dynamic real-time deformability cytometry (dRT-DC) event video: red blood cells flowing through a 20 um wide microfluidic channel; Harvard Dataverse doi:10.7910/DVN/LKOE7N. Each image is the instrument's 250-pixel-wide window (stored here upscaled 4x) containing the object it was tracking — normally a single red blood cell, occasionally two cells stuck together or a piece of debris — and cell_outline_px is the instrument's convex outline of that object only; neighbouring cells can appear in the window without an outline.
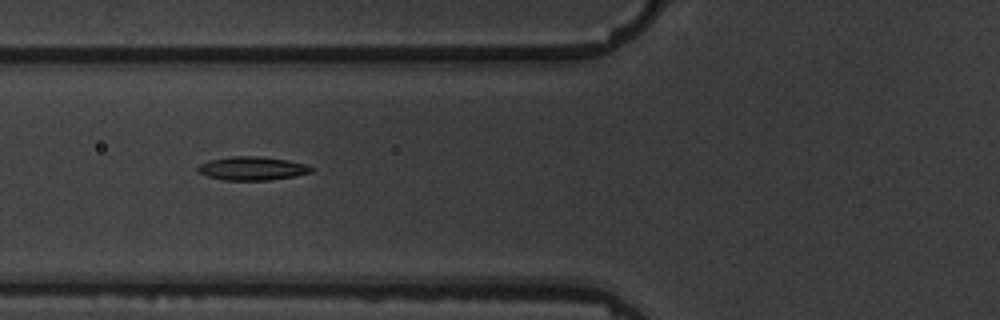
{"species": "common noctule bat (a hibernating species)", "species_latin": "Nyctalus noctula", "temperature_condition": "warm", "stored_images_in_passage": 7, "camera_frame_rate_fps": 3000, "um_per_image_px": 0.085, "animal": {"sex": "male", "body_mass_g": 19.5, "forearm_length_mm": 54.6}, "frame": {"image": 1, "passage_image": 5, "time_ms": 5.667, "image_size_px": [1000, 320], "cell_outline_px": [[312, 172], [292, 176], [268, 180], [224, 180], [208, 176], [196, 172], [196, 168], [200, 164], [212, 160], [232, 156], [260, 156], [288, 160], [308, 164], [312, 168]], "centroid_in_image_um": [21.43, 14.31], "position_along_channel_um": 104.4, "area_um2": 15.49}}
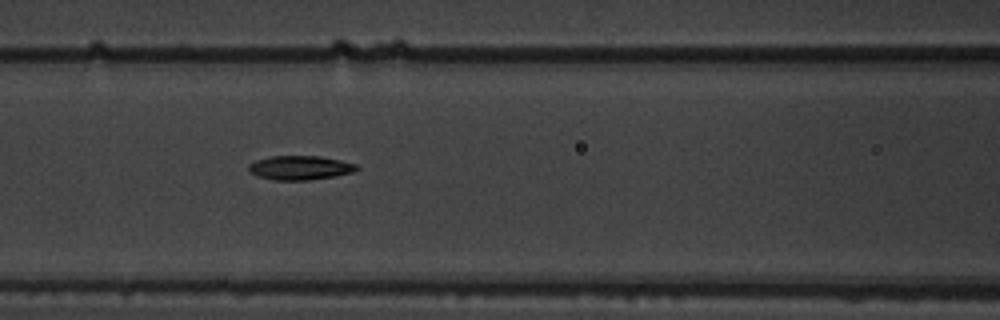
{"frame": {"image": 2, "passage_image": 6, "time_ms": 6.667, "image_size_px": [1000, 320], "cell_outline_px": [[360, 168], [352, 172], [336, 176], [308, 180], [276, 180], [256, 176], [248, 172], [248, 164], [256, 160], [272, 156], [320, 156], [340, 160], [356, 164]], "centroid_in_image_um": [25.48, 14.26], "position_along_channel_um": 141.1, "area_um2": 15.26}}
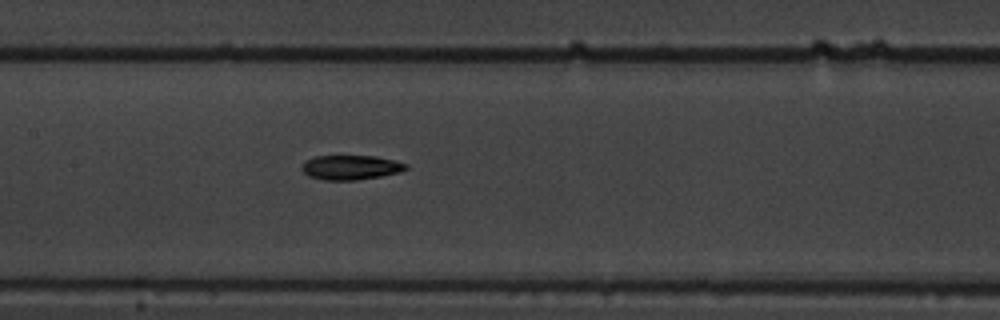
{"frame": {"image": 3, "passage_image": 7, "time_ms": 7.667, "image_size_px": [1000, 320], "cell_outline_px": [[408, 168], [400, 172], [380, 176], [356, 180], [324, 180], [308, 176], [300, 168], [308, 160], [316, 156], [376, 156], [408, 164]], "centroid_in_image_um": [29.82, 14.23], "position_along_channel_um": 177.6, "area_um2": 14.74}}